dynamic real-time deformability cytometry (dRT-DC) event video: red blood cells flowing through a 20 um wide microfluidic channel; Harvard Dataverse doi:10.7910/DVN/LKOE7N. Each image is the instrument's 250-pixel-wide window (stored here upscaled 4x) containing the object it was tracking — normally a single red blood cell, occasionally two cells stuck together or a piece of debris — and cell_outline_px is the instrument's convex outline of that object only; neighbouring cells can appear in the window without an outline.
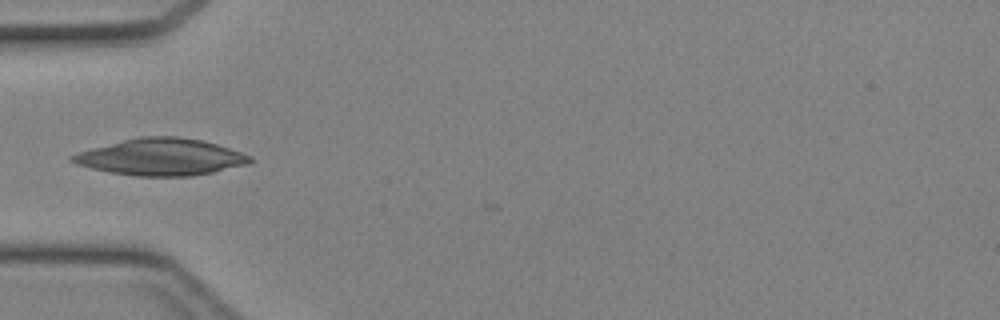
{"species": "Egyptian fruit bat (a non-hibernating species)", "species_latin": "Rousettus aegyptiacus", "temperature_condition": "cold", "stored_images_in_passage": 22, "segment_of_instrument_passage": [1, 2], "camera_frame_rate_fps": 3000, "um_per_image_px": 0.085, "animal": {"sex": "female"}, "frame": {"image": 1, "passage_image": 1, "time_ms": 0.0, "image_size_px": [1000, 320], "cell_outline_px": [[252, 160], [248, 164], [212, 172], [192, 176], [136, 176], [108, 172], [76, 164], [68, 160], [68, 156], [76, 152], [140, 136], [176, 136], [204, 140], [252, 156]], "centroid_in_image_um": [13.65, 13.34], "position_along_channel_um": 71.4, "area_um2": 38.03}}